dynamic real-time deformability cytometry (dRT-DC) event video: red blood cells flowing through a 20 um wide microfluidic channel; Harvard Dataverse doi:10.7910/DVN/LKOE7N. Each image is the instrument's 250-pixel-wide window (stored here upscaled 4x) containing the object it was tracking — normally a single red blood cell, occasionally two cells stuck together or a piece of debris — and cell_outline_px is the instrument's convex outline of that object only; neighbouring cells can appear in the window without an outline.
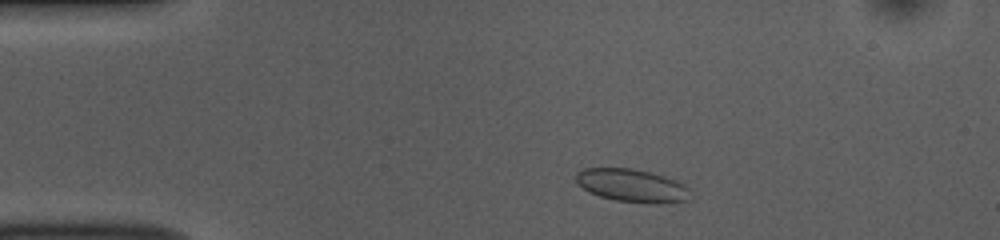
{"species": "common noctule bat (a hibernating species)", "species_latin": "Nyctalus noctula", "temperature_condition": "room temperature", "stored_images_in_passage": 45, "camera_frame_rate_fps": 3000, "um_per_image_px": 0.085, "animal": {"sex": "female", "body_mass_g": 10.0, "forearm_length_mm": 53.1}, "frame": {"image": 1, "passage_image": 2, "time_ms": 0.333, "image_size_px": [1000, 240], "cell_outline_px": [[688, 200], [656, 204], [616, 200], [600, 196], [588, 192], [576, 184], [576, 172], [584, 168], [632, 168], [664, 176], [688, 188]], "centroid_in_image_um": [53.63, 15.77], "position_along_channel_um": 31.4, "area_um2": 21.68}}
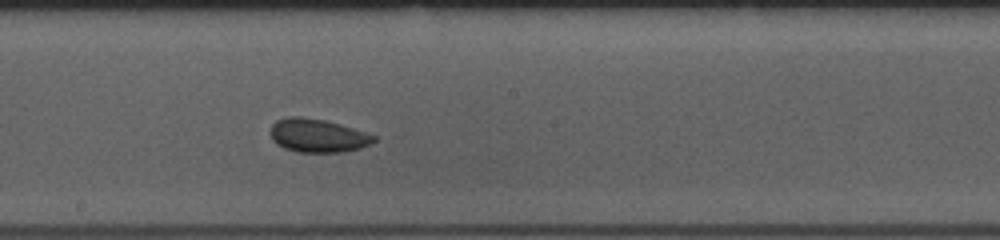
{"frame": {"image": 2, "passage_image": 21, "time_ms": 6.667, "image_size_px": [1000, 240], "cell_outline_px": [[376, 140], [360, 148], [344, 152], [296, 152], [284, 148], [276, 144], [272, 140], [272, 124], [276, 120], [288, 116], [300, 116], [324, 120], [352, 128], [376, 136]], "centroid_in_image_um": [26.97, 11.53], "position_along_channel_um": 221.2, "area_um2": 20.0}}
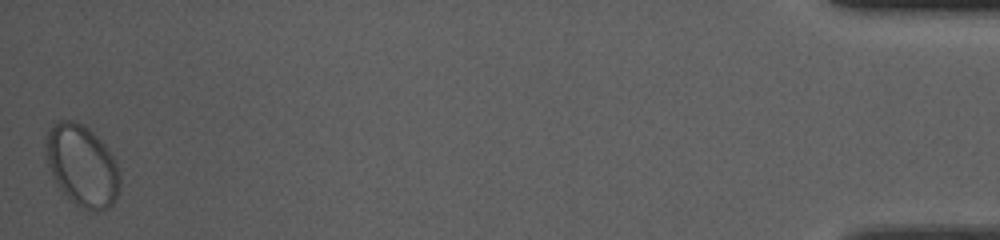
{"frame": {"image": 3, "passage_image": 45, "time_ms": 14.667, "image_size_px": [1000, 240], "cell_outline_px": [[120, 188], [112, 204], [108, 208], [96, 212], [92, 212], [80, 208], [56, 184], [52, 176], [48, 164], [48, 132], [52, 124], [60, 120], [72, 120], [88, 128], [104, 144], [112, 156], [120, 172]], "centroid_in_image_um": [7.01, 14.11], "position_along_channel_um": 428.2, "area_um2": 34.56}, "authors_computed_cell_mechanics": {"area_um2": 20.23, "velocity_mm_per_s": 3.7253, "shape_relaxation_time_tau1_ms": 4.1299, "shape_relaxation_time_tau2_ms": null, "deformation_change_tau1": 0.0858, "deformation_change_tau2": null}}